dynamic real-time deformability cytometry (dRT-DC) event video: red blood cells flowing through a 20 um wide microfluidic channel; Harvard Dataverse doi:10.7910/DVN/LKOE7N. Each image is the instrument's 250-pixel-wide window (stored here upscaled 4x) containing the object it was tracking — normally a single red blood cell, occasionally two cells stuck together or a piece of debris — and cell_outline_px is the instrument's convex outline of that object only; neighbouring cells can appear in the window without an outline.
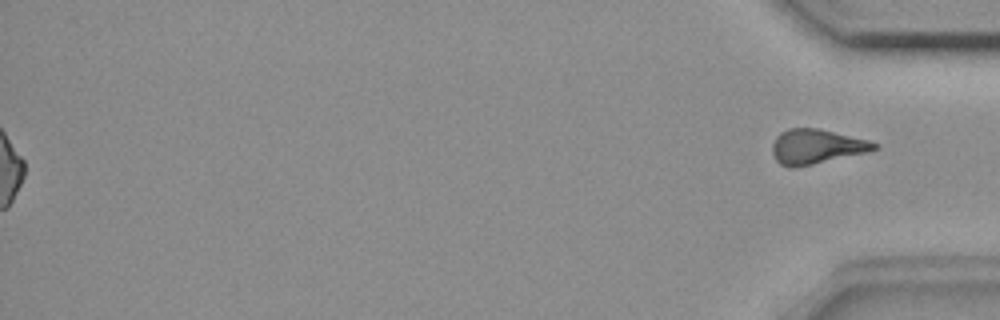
{"species": "common noctule bat (a hibernating species)", "species_latin": "Nyctalus noctula", "temperature_condition": "room temperature", "stored_images_in_passage": 57, "segment_of_instrument_passage": [2, 2], "camera_frame_rate_fps": 3000, "um_per_image_px": 0.085, "animal": {"sex": "female", "body_mass_g": 18.4}, "frame": {"image": 1, "passage_image": 57, "time_ms": 18.667, "image_size_px": [1000, 320], "cell_outline_px": [[880, 148], [864, 152], [812, 164], [792, 168], [788, 168], [780, 164], [776, 160], [772, 152], [772, 144], [776, 136], [780, 132], [788, 128], [816, 128], [868, 140], [880, 144]], "centroid_in_image_um": [69.35, 12.45], "position_along_channel_um": 365.9, "area_um2": 20.35}}